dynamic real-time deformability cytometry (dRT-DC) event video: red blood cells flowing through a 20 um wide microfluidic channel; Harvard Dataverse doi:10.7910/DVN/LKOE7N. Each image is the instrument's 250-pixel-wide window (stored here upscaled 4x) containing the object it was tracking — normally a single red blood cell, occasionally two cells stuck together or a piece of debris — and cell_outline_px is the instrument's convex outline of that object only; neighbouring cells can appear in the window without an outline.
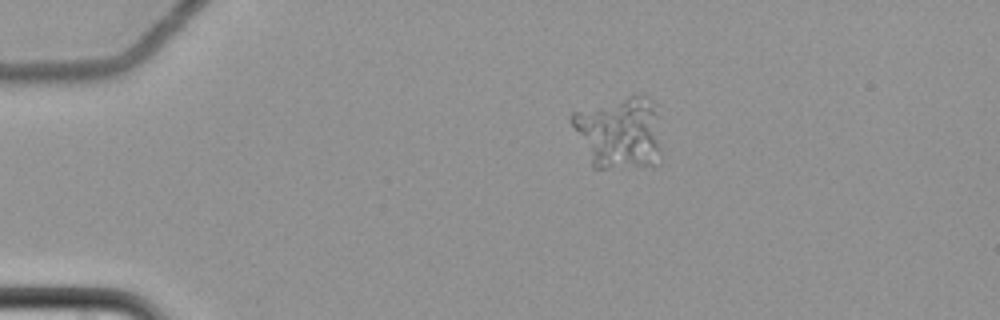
{"species": "common noctule bat (a hibernating species)", "species_latin": "Nyctalus noctula", "temperature_condition": "cold", "stored_images_in_passage": 61, "camera_frame_rate_fps": 3000, "um_per_image_px": 0.085, "animal": {"sex": "female", "body_mass_g": 22.7, "forearm_length_mm": 54.2}, "frame": {"image": 1, "passage_image": 14, "time_ms": 4.333, "image_size_px": [1000, 320], "cell_outline_px": [[660, 164], [608, 168], [592, 168], [568, 120], [572, 112], [628, 96], [648, 96], [656, 104], [660, 148]], "centroid_in_image_um": [52.61, 11.28], "position_along_channel_um": 32.4, "area_um2": 38.03}}
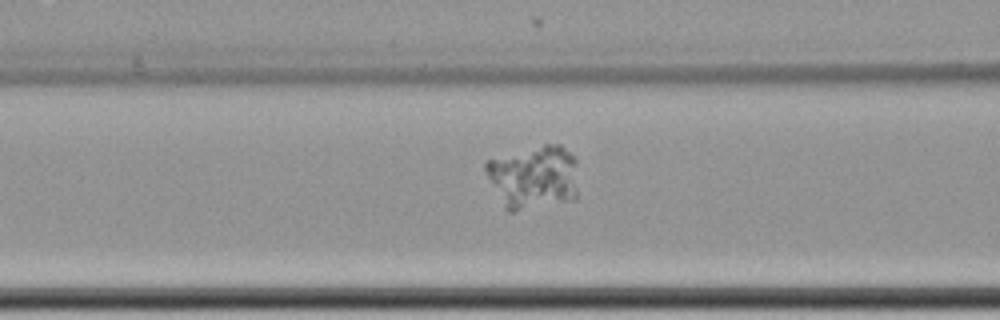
{"frame": {"image": 2, "passage_image": 27, "time_ms": 8.667, "image_size_px": [1000, 320], "cell_outline_px": [[576, 200], [512, 212], [508, 212], [504, 208], [484, 168], [484, 164], [488, 160], [544, 144], [560, 144], [576, 160]], "centroid_in_image_um": [45.37, 15.08], "position_along_channel_um": 121.2, "area_um2": 34.22}}
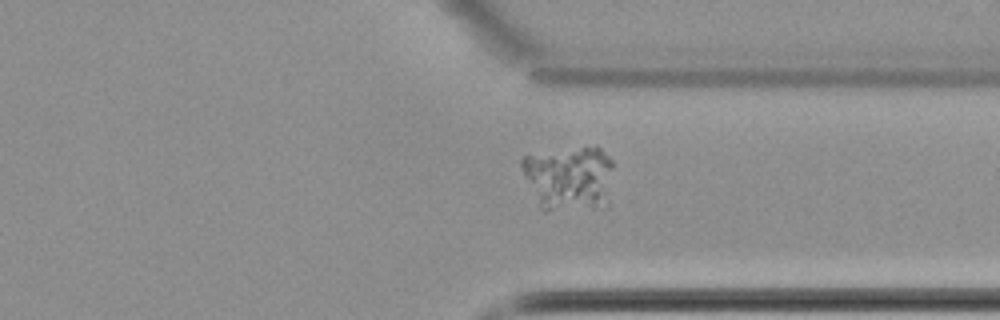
{"frame": {"image": 3, "passage_image": 48, "time_ms": 15.667, "image_size_px": [1000, 320], "cell_outline_px": [[612, 168], [608, 208], [548, 212], [544, 212], [540, 208], [520, 164], [520, 160], [524, 156], [584, 144], [600, 148], [612, 160]], "centroid_in_image_um": [48.42, 15.15], "position_along_channel_um": 363.0, "area_um2": 35.72}}